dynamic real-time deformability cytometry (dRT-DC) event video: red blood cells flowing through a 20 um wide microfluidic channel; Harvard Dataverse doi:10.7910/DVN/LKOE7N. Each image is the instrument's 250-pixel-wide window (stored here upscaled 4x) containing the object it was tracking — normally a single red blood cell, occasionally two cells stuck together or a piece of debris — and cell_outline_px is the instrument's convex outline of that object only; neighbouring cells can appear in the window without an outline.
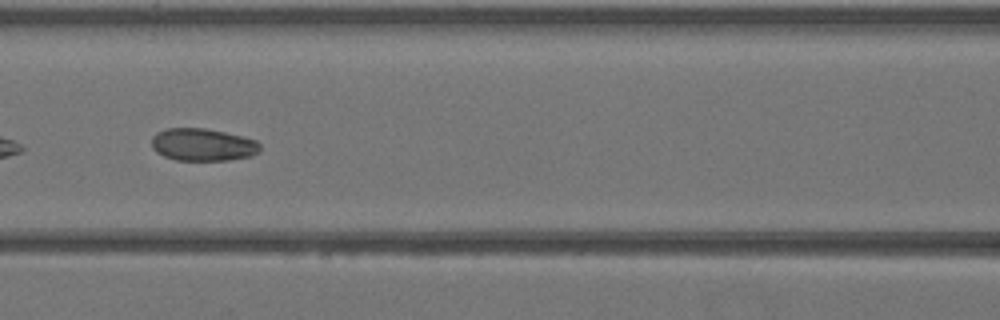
{"species": "Egyptian fruit bat (a non-hibernating species)", "species_latin": "Rousettus aegyptiacus", "temperature_condition": "warm", "stored_images_in_passage": 29, "camera_frame_rate_fps": 3000, "um_per_image_px": 0.085, "animal": {"sex": "female"}, "frame": {"image": 1, "passage_image": 14, "time_ms": 4.333, "image_size_px": [1000, 320], "cell_outline_px": [[260, 152], [252, 156], [228, 160], [176, 160], [164, 156], [156, 152], [152, 148], [152, 136], [156, 132], [168, 128], [204, 128], [244, 136], [256, 140], [260, 144]], "centroid_in_image_um": [17.25, 12.3], "position_along_channel_um": 149.4, "area_um2": 20.69}}